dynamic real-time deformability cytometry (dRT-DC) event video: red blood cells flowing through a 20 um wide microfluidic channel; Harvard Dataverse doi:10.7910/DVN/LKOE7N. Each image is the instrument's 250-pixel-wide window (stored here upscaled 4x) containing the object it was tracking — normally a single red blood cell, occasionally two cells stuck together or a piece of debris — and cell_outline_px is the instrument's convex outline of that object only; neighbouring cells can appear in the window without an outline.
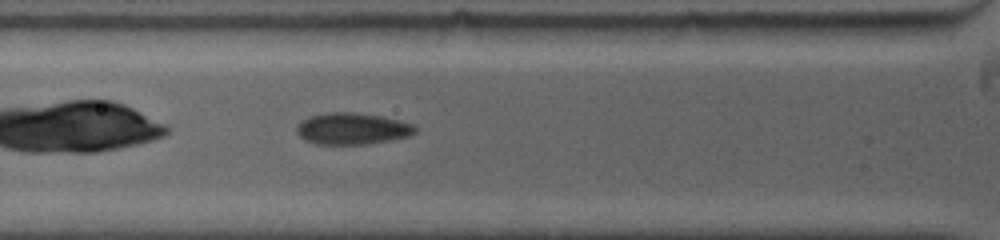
{"species": "common noctule bat (a hibernating species)", "species_latin": "Nyctalus noctula", "temperature_condition": "warm", "stored_images_in_passage": 17, "camera_frame_rate_fps": 5000, "um_per_image_px": 0.085, "animal": {"sex": "female", "body_mass_g": 19.0, "forearm_length_mm": 53.3}, "frame": {"image": 1, "passage_image": 3, "time_ms": 1.2, "image_size_px": [1000, 240], "cell_outline_px": [[416, 132], [408, 136], [368, 144], [316, 144], [304, 140], [296, 132], [296, 128], [300, 120], [324, 112], [356, 112], [380, 116], [412, 124], [416, 128]], "centroid_in_image_um": [29.88, 10.93], "position_along_channel_um": 95.9, "area_um2": 21.73}}
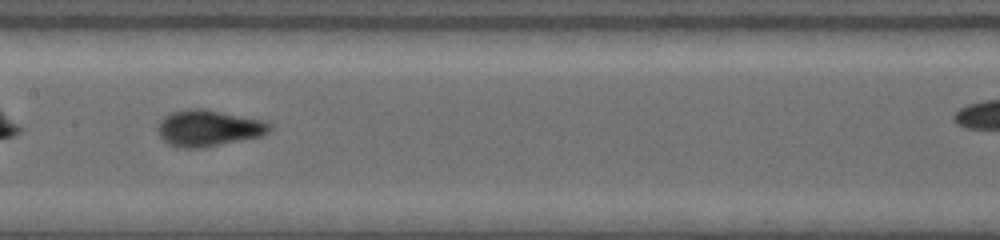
{"frame": {"image": 2, "passage_image": 7, "time_ms": 3.6, "image_size_px": [1000, 240], "cell_outline_px": [[272, 128], [264, 136], [200, 148], [180, 148], [168, 144], [160, 136], [156, 128], [160, 120], [164, 116], [172, 112], [188, 108], [200, 108], [268, 120], [272, 124]], "centroid_in_image_um": [17.76, 10.88], "position_along_channel_um": 189.6, "area_um2": 24.04}}
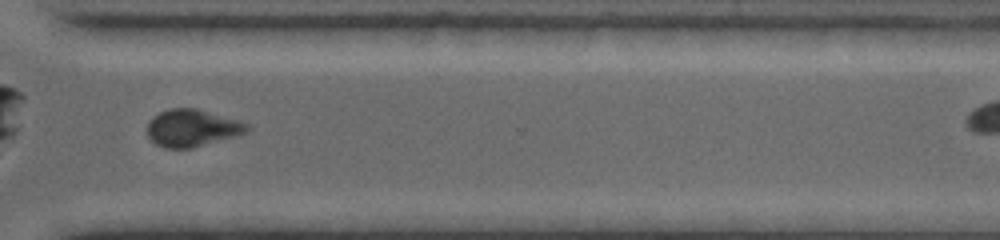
{"frame": {"image": 3, "passage_image": 14, "time_ms": 7.8, "image_size_px": [1000, 240], "cell_outline_px": [[252, 128], [248, 132], [236, 136], [192, 148], [164, 148], [156, 144], [148, 136], [148, 120], [152, 116], [168, 108], [196, 108], [236, 120], [248, 124]], "centroid_in_image_um": [16.32, 10.88], "position_along_channel_um": 354.3, "area_um2": 21.62}}